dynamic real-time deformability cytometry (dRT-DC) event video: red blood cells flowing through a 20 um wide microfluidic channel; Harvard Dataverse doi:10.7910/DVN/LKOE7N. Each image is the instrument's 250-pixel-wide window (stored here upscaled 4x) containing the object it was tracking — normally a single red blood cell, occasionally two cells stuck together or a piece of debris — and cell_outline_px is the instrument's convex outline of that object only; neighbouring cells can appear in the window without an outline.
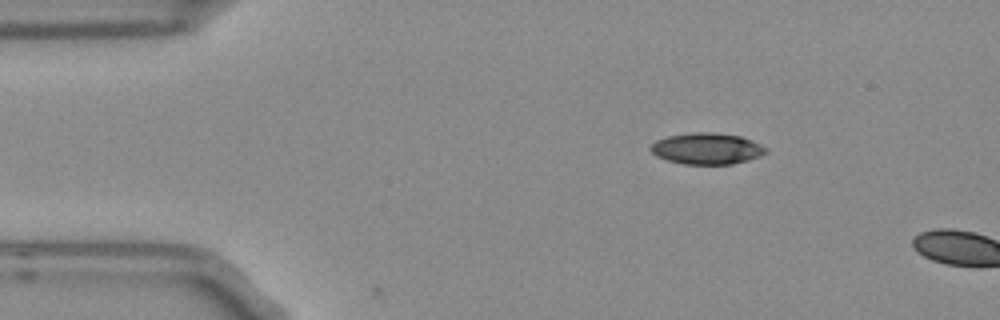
{"species": "Egyptian fruit bat (a non-hibernating species)", "species_latin": "Rousettus aegyptiacus", "temperature_condition": "room temperature", "stored_images_in_passage": 2, "camera_frame_rate_fps": 3000, "um_per_image_px": 0.085, "frame": {"image": 1, "passage_image": 1, "time_ms": 0.0, "image_size_px": [1000, 320], "cell_outline_px": [[768, 152], [760, 156], [748, 160], [732, 164], [684, 164], [668, 160], [656, 156], [648, 148], [656, 140], [668, 136], [692, 132], [712, 132], [740, 136], [752, 140], [768, 148]], "centroid_in_image_um": [60.09, 12.63], "position_along_channel_um": 24.9, "area_um2": 21.1}}